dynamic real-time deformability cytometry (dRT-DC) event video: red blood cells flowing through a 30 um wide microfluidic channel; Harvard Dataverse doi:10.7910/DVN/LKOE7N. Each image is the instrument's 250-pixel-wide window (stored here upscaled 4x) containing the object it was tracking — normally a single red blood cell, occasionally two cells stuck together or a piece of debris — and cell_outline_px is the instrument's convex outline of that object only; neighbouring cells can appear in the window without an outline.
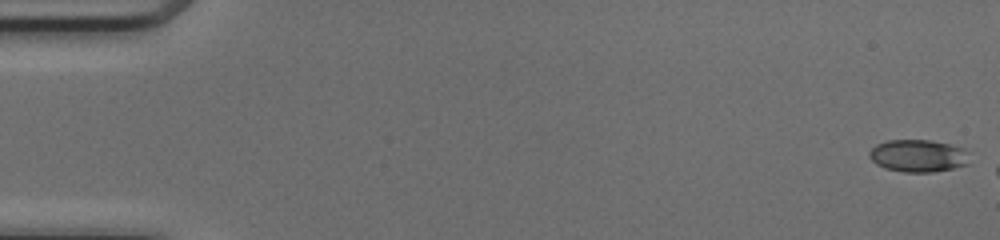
{"species": "common noctule bat (a hibernating species)", "species_latin": "Nyctalus noctula", "temperature_condition": "cold", "stored_images_in_passage": 7, "camera_frame_rate_fps": 3000, "um_per_image_px": 0.085, "animal": {"sex": "female", "body_mass_g": 17.0, "forearm_length_mm": 48.0}, "frame": {"image": 1, "passage_image": 1, "time_ms": 0.0, "image_size_px": [1000, 240], "cell_outline_px": [[968, 164], [952, 168], [932, 172], [904, 172], [884, 168], [876, 164], [868, 156], [868, 152], [876, 144], [888, 140], [928, 140], [948, 144], [960, 148]], "centroid_in_image_um": [77.91, 13.25], "position_along_channel_um": 7.1, "area_um2": 18.44}}